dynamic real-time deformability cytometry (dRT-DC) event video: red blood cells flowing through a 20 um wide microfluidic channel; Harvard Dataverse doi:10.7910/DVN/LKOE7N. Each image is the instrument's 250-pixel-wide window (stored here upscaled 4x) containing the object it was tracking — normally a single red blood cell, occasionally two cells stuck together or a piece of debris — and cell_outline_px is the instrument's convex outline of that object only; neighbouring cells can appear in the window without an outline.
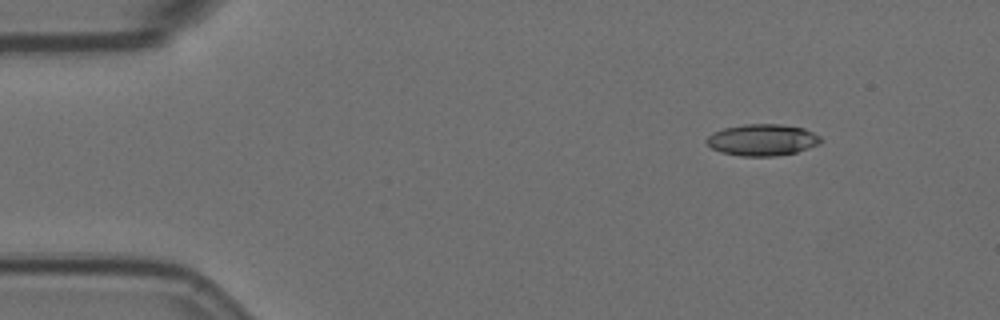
{"species": "Egyptian fruit bat (a non-hibernating species)", "species_latin": "Rousettus aegyptiacus", "temperature_condition": "room temperature", "stored_images_in_passage": 6, "camera_frame_rate_fps": 3000, "um_per_image_px": 0.085, "animal": {"sex": "female"}, "frame": {"image": 1, "passage_image": 2, "time_ms": 0.333, "image_size_px": [1000, 320], "cell_outline_px": [[824, 140], [820, 144], [796, 152], [776, 156], [740, 156], [720, 152], [712, 148], [704, 140], [712, 132], [724, 128], [744, 124], [780, 124], [804, 128], [820, 136]], "centroid_in_image_um": [64.8, 11.89], "position_along_channel_um": 20.2, "area_um2": 21.15}}
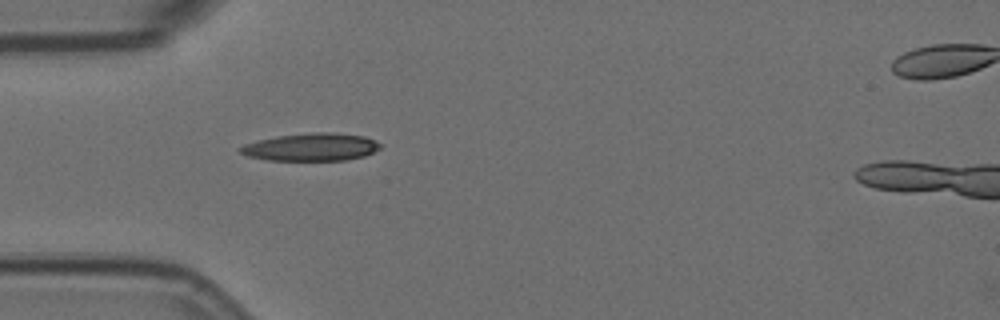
{"frame": {"image": 2, "passage_image": 5, "time_ms": 1.333, "image_size_px": [1000, 320], "cell_outline_px": [[380, 148], [364, 156], [344, 160], [268, 160], [248, 156], [240, 152], [240, 148], [244, 144], [276, 136], [312, 132], [332, 132], [364, 136], [380, 144]], "centroid_in_image_um": [26.44, 12.49], "position_along_channel_um": 58.6, "area_um2": 22.31}}